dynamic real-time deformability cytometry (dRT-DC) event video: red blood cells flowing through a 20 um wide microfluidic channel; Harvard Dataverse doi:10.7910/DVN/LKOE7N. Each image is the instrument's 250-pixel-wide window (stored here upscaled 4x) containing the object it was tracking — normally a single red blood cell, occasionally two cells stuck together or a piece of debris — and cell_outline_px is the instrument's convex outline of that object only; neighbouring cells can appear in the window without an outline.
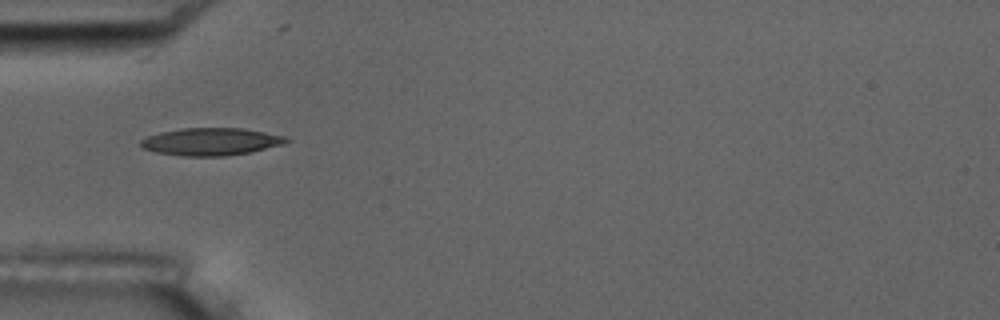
{"species": "common noctule bat (a hibernating species)", "species_latin": "Nyctalus noctula", "temperature_condition": "room temperature", "stored_images_in_passage": 6, "camera_frame_rate_fps": 3000, "um_per_image_px": 0.085, "animal": {"sex": "male", "body_mass_g": 17.5, "forearm_length_mm": 52.3}, "frame": {"image": 1, "passage_image": 1, "time_ms": 0.0, "image_size_px": [1000, 320], "cell_outline_px": [[292, 140], [284, 144], [248, 152], [224, 156], [184, 156], [156, 152], [144, 148], [140, 144], [140, 140], [148, 136], [160, 132], [180, 128], [244, 128], [284, 136]], "centroid_in_image_um": [17.93, 12.03], "position_along_channel_um": 67.1, "area_um2": 23.18}}
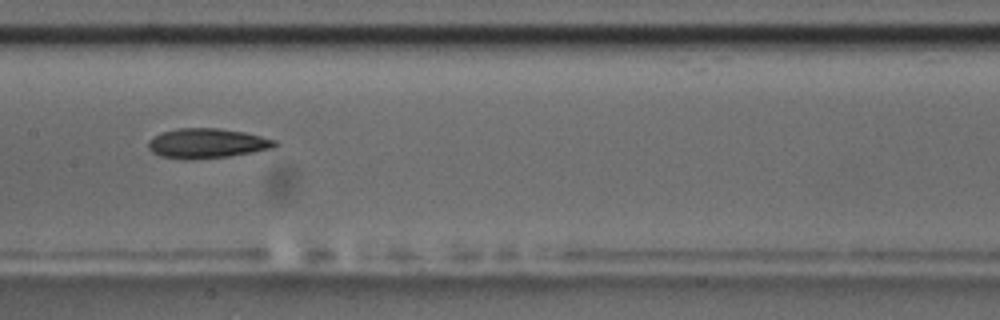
{"frame": {"image": 2, "passage_image": 4, "time_ms": 3.333, "image_size_px": [1000, 320], "cell_outline_px": [[280, 144], [272, 148], [252, 152], [228, 156], [192, 160], [184, 160], [160, 156], [152, 152], [148, 148], [148, 140], [160, 132], [180, 128], [216, 128], [244, 132], [276, 140]], "centroid_in_image_um": [17.56, 12.19], "position_along_channel_um": 189.8, "area_um2": 22.08}}
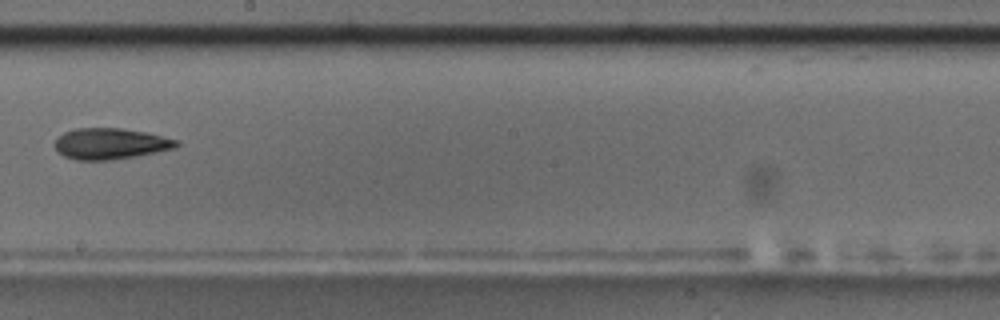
{"frame": {"image": 3, "passage_image": 5, "time_ms": 4.667, "image_size_px": [1000, 320], "cell_outline_px": [[180, 144], [176, 148], [156, 152], [108, 160], [76, 160], [64, 156], [56, 148], [56, 140], [64, 132], [76, 128], [124, 128], [144, 132], [180, 140]], "centroid_in_image_um": [9.42, 12.2], "position_along_channel_um": 238.8, "area_um2": 21.79}}